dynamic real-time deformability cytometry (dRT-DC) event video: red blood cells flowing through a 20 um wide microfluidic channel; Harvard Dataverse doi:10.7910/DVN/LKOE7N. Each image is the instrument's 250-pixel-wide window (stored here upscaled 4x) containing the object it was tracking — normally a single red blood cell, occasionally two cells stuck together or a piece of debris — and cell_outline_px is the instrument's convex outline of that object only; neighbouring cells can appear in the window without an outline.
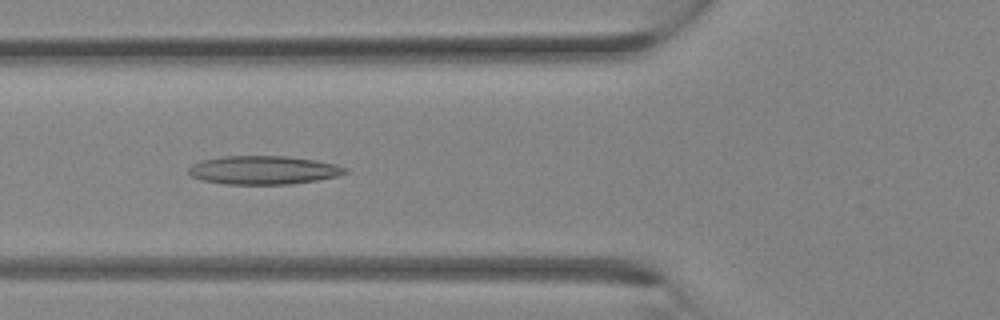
{"species": "Egyptian fruit bat (a non-hibernating species)", "species_latin": "Rousettus aegyptiacus", "temperature_condition": "room temperature", "stored_images_in_passage": 32, "camera_frame_rate_fps": 3000, "um_per_image_px": 0.085, "animal": {"sex": "female"}, "frame": {"image": 1, "passage_image": 12, "time_ms": 3.667, "image_size_px": [1000, 320], "cell_outline_px": [[348, 172], [340, 176], [292, 184], [224, 184], [204, 180], [192, 176], [188, 172], [188, 168], [192, 164], [200, 160], [224, 156], [288, 156], [316, 160], [336, 164], [348, 168]], "centroid_in_image_um": [22.43, 14.45], "position_along_channel_um": 103.4, "area_um2": 26.18}}
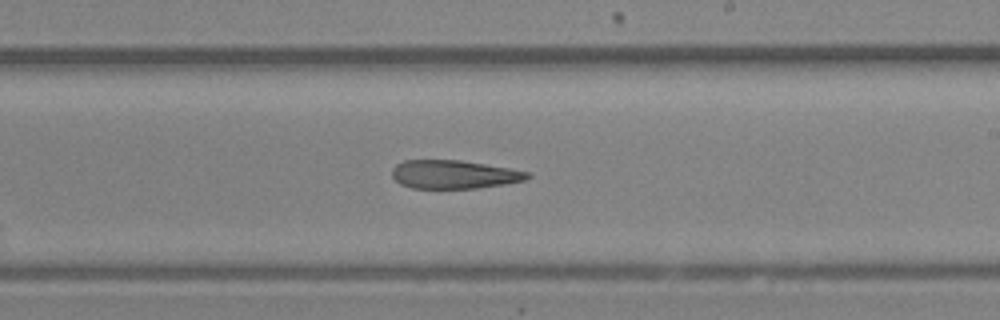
{"frame": {"image": 2, "passage_image": 19, "time_ms": 6.0, "image_size_px": [1000, 320], "cell_outline_px": [[532, 176], [528, 180], [504, 184], [476, 188], [412, 188], [400, 184], [392, 176], [392, 168], [396, 164], [404, 160], [460, 160], [508, 168], [528, 172]], "centroid_in_image_um": [38.58, 14.82], "position_along_channel_um": 250.4, "area_um2": 22.43}}
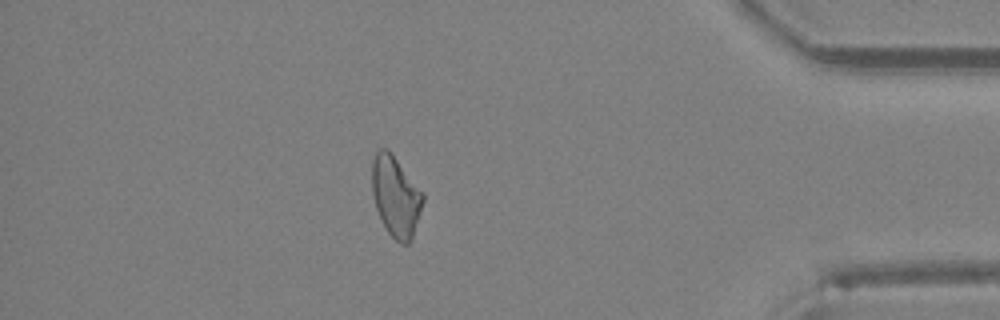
{"frame": {"image": 3, "passage_image": 28, "time_ms": 9.0, "image_size_px": [1000, 320], "cell_outline_px": [[424, 200], [412, 240], [408, 244], [400, 244], [388, 232], [376, 208], [372, 192], [372, 160], [376, 152], [380, 148], [388, 148], [424, 192]], "centroid_in_image_um": [33.65, 16.67], "position_along_channel_um": 401.5, "area_um2": 24.04}}